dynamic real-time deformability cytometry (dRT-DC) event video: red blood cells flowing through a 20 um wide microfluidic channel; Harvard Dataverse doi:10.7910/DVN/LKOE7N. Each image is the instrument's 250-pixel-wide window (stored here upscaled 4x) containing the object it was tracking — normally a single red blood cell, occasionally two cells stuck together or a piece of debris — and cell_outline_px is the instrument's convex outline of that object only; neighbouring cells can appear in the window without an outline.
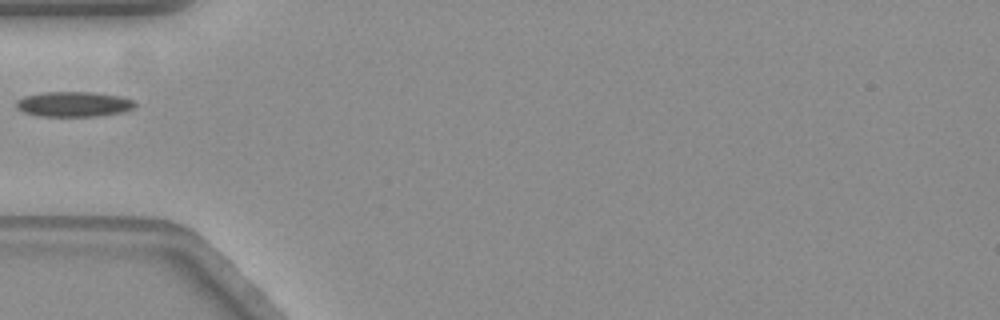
{"species": "common noctule bat (a hibernating species)", "species_latin": "Nyctalus noctula", "temperature_condition": "warm", "stored_images_in_passage": 21, "camera_frame_rate_fps": 3000, "um_per_image_px": 0.085, "animal": {"sex": "female", "body_mass_g": 19.3, "forearm_length_mm": 54.1}, "frame": {"image": 1, "passage_image": 1, "time_ms": 0.0, "image_size_px": [1000, 320], "cell_outline_px": [[136, 104], [132, 108], [124, 112], [96, 116], [40, 116], [24, 112], [16, 108], [16, 100], [24, 96], [44, 92], [92, 92], [120, 96], [136, 100]], "centroid_in_image_um": [6.27, 8.85], "position_along_channel_um": 78.7, "area_um2": 17.46}}